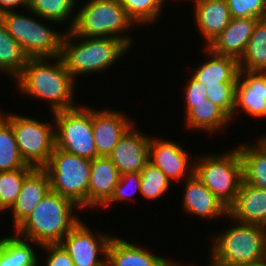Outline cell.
Returning <instances> with one entry per match:
<instances>
[{"label":"cell","instance_id":"cell-23","mask_svg":"<svg viewBox=\"0 0 266 266\" xmlns=\"http://www.w3.org/2000/svg\"><path fill=\"white\" fill-rule=\"evenodd\" d=\"M210 58L194 71L192 76L203 86H214L224 82H237L239 75V63L230 56L217 55L204 47Z\"/></svg>","mask_w":266,"mask_h":266},{"label":"cell","instance_id":"cell-18","mask_svg":"<svg viewBox=\"0 0 266 266\" xmlns=\"http://www.w3.org/2000/svg\"><path fill=\"white\" fill-rule=\"evenodd\" d=\"M258 20L256 18H232L207 48L217 55L230 56L239 61Z\"/></svg>","mask_w":266,"mask_h":266},{"label":"cell","instance_id":"cell-39","mask_svg":"<svg viewBox=\"0 0 266 266\" xmlns=\"http://www.w3.org/2000/svg\"><path fill=\"white\" fill-rule=\"evenodd\" d=\"M21 5L24 7V9L25 7L27 9L28 0H0V15L5 12L13 11V8Z\"/></svg>","mask_w":266,"mask_h":266},{"label":"cell","instance_id":"cell-12","mask_svg":"<svg viewBox=\"0 0 266 266\" xmlns=\"http://www.w3.org/2000/svg\"><path fill=\"white\" fill-rule=\"evenodd\" d=\"M148 160L158 167L170 182L189 178L194 174V163L189 162L186 150L182 145L170 140H156L151 137Z\"/></svg>","mask_w":266,"mask_h":266},{"label":"cell","instance_id":"cell-17","mask_svg":"<svg viewBox=\"0 0 266 266\" xmlns=\"http://www.w3.org/2000/svg\"><path fill=\"white\" fill-rule=\"evenodd\" d=\"M228 216L233 221L266 227V190L242 180L234 202L228 207Z\"/></svg>","mask_w":266,"mask_h":266},{"label":"cell","instance_id":"cell-31","mask_svg":"<svg viewBox=\"0 0 266 266\" xmlns=\"http://www.w3.org/2000/svg\"><path fill=\"white\" fill-rule=\"evenodd\" d=\"M127 17L135 24H150L161 15L166 0H119Z\"/></svg>","mask_w":266,"mask_h":266},{"label":"cell","instance_id":"cell-16","mask_svg":"<svg viewBox=\"0 0 266 266\" xmlns=\"http://www.w3.org/2000/svg\"><path fill=\"white\" fill-rule=\"evenodd\" d=\"M51 191L49 174L44 168H34L24 179L12 211L14 230L25 221L40 201Z\"/></svg>","mask_w":266,"mask_h":266},{"label":"cell","instance_id":"cell-43","mask_svg":"<svg viewBox=\"0 0 266 266\" xmlns=\"http://www.w3.org/2000/svg\"><path fill=\"white\" fill-rule=\"evenodd\" d=\"M2 211L4 212L5 210L1 207V204H0V212L2 213Z\"/></svg>","mask_w":266,"mask_h":266},{"label":"cell","instance_id":"cell-34","mask_svg":"<svg viewBox=\"0 0 266 266\" xmlns=\"http://www.w3.org/2000/svg\"><path fill=\"white\" fill-rule=\"evenodd\" d=\"M236 84L237 82H224L206 87L207 99L218 106L230 119L235 110Z\"/></svg>","mask_w":266,"mask_h":266},{"label":"cell","instance_id":"cell-25","mask_svg":"<svg viewBox=\"0 0 266 266\" xmlns=\"http://www.w3.org/2000/svg\"><path fill=\"white\" fill-rule=\"evenodd\" d=\"M185 106V124L192 130L216 132L231 122V119L209 99L200 103H185Z\"/></svg>","mask_w":266,"mask_h":266},{"label":"cell","instance_id":"cell-32","mask_svg":"<svg viewBox=\"0 0 266 266\" xmlns=\"http://www.w3.org/2000/svg\"><path fill=\"white\" fill-rule=\"evenodd\" d=\"M33 169L34 167H22L0 172V204L5 211H10L15 204L25 177Z\"/></svg>","mask_w":266,"mask_h":266},{"label":"cell","instance_id":"cell-29","mask_svg":"<svg viewBox=\"0 0 266 266\" xmlns=\"http://www.w3.org/2000/svg\"><path fill=\"white\" fill-rule=\"evenodd\" d=\"M32 167L20 155L10 122L0 113V172Z\"/></svg>","mask_w":266,"mask_h":266},{"label":"cell","instance_id":"cell-40","mask_svg":"<svg viewBox=\"0 0 266 266\" xmlns=\"http://www.w3.org/2000/svg\"><path fill=\"white\" fill-rule=\"evenodd\" d=\"M243 266H266V258L261 259L256 262H252L250 264L243 265Z\"/></svg>","mask_w":266,"mask_h":266},{"label":"cell","instance_id":"cell-42","mask_svg":"<svg viewBox=\"0 0 266 266\" xmlns=\"http://www.w3.org/2000/svg\"><path fill=\"white\" fill-rule=\"evenodd\" d=\"M263 19L266 21V9H265V13H264Z\"/></svg>","mask_w":266,"mask_h":266},{"label":"cell","instance_id":"cell-14","mask_svg":"<svg viewBox=\"0 0 266 266\" xmlns=\"http://www.w3.org/2000/svg\"><path fill=\"white\" fill-rule=\"evenodd\" d=\"M134 126L122 112L92 109V127L97 157H108L123 135Z\"/></svg>","mask_w":266,"mask_h":266},{"label":"cell","instance_id":"cell-3","mask_svg":"<svg viewBox=\"0 0 266 266\" xmlns=\"http://www.w3.org/2000/svg\"><path fill=\"white\" fill-rule=\"evenodd\" d=\"M74 38L82 41L72 43L75 42ZM128 49L129 47L119 38L79 37L70 30L64 34L60 57L76 81L80 74L108 69Z\"/></svg>","mask_w":266,"mask_h":266},{"label":"cell","instance_id":"cell-30","mask_svg":"<svg viewBox=\"0 0 266 266\" xmlns=\"http://www.w3.org/2000/svg\"><path fill=\"white\" fill-rule=\"evenodd\" d=\"M76 2L74 0H28L29 13L40 16L54 23L66 22L72 15Z\"/></svg>","mask_w":266,"mask_h":266},{"label":"cell","instance_id":"cell-6","mask_svg":"<svg viewBox=\"0 0 266 266\" xmlns=\"http://www.w3.org/2000/svg\"><path fill=\"white\" fill-rule=\"evenodd\" d=\"M44 169L49 174L51 191L70 199L81 209L88 208L90 159L55 147Z\"/></svg>","mask_w":266,"mask_h":266},{"label":"cell","instance_id":"cell-13","mask_svg":"<svg viewBox=\"0 0 266 266\" xmlns=\"http://www.w3.org/2000/svg\"><path fill=\"white\" fill-rule=\"evenodd\" d=\"M151 137L141 134L133 126L118 141L108 156L120 175L141 172L149 162Z\"/></svg>","mask_w":266,"mask_h":266},{"label":"cell","instance_id":"cell-1","mask_svg":"<svg viewBox=\"0 0 266 266\" xmlns=\"http://www.w3.org/2000/svg\"><path fill=\"white\" fill-rule=\"evenodd\" d=\"M49 58H29L21 74L15 79L17 90L34 98L46 100L52 113L74 109L75 80L61 57L53 64ZM49 62V63H47Z\"/></svg>","mask_w":266,"mask_h":266},{"label":"cell","instance_id":"cell-41","mask_svg":"<svg viewBox=\"0 0 266 266\" xmlns=\"http://www.w3.org/2000/svg\"><path fill=\"white\" fill-rule=\"evenodd\" d=\"M181 263H178V262H174V261H170V259H167L163 264L162 266H181L180 265ZM189 266V265H188ZM194 266V265H192Z\"/></svg>","mask_w":266,"mask_h":266},{"label":"cell","instance_id":"cell-33","mask_svg":"<svg viewBox=\"0 0 266 266\" xmlns=\"http://www.w3.org/2000/svg\"><path fill=\"white\" fill-rule=\"evenodd\" d=\"M140 173V194L148 201L155 200L168 192L171 182L158 167L148 162Z\"/></svg>","mask_w":266,"mask_h":266},{"label":"cell","instance_id":"cell-8","mask_svg":"<svg viewBox=\"0 0 266 266\" xmlns=\"http://www.w3.org/2000/svg\"><path fill=\"white\" fill-rule=\"evenodd\" d=\"M9 11L0 15L8 33L21 45L29 58H52L61 56L65 33L48 28L42 21L31 16Z\"/></svg>","mask_w":266,"mask_h":266},{"label":"cell","instance_id":"cell-19","mask_svg":"<svg viewBox=\"0 0 266 266\" xmlns=\"http://www.w3.org/2000/svg\"><path fill=\"white\" fill-rule=\"evenodd\" d=\"M119 178L118 169L109 157L98 156L91 160L88 208H102L113 195Z\"/></svg>","mask_w":266,"mask_h":266},{"label":"cell","instance_id":"cell-5","mask_svg":"<svg viewBox=\"0 0 266 266\" xmlns=\"http://www.w3.org/2000/svg\"><path fill=\"white\" fill-rule=\"evenodd\" d=\"M81 7L70 18L67 31L71 30L79 37L119 38L131 47L132 38L123 32L132 30L134 23L127 17L119 0H88Z\"/></svg>","mask_w":266,"mask_h":266},{"label":"cell","instance_id":"cell-4","mask_svg":"<svg viewBox=\"0 0 266 266\" xmlns=\"http://www.w3.org/2000/svg\"><path fill=\"white\" fill-rule=\"evenodd\" d=\"M222 233L212 240L209 266H243L266 258V227L234 221Z\"/></svg>","mask_w":266,"mask_h":266},{"label":"cell","instance_id":"cell-10","mask_svg":"<svg viewBox=\"0 0 266 266\" xmlns=\"http://www.w3.org/2000/svg\"><path fill=\"white\" fill-rule=\"evenodd\" d=\"M0 113L10 122L21 157L27 165L44 168L56 147L54 123H43L38 119Z\"/></svg>","mask_w":266,"mask_h":266},{"label":"cell","instance_id":"cell-22","mask_svg":"<svg viewBox=\"0 0 266 266\" xmlns=\"http://www.w3.org/2000/svg\"><path fill=\"white\" fill-rule=\"evenodd\" d=\"M150 252L113 236L107 249V266H162L167 260Z\"/></svg>","mask_w":266,"mask_h":266},{"label":"cell","instance_id":"cell-44","mask_svg":"<svg viewBox=\"0 0 266 266\" xmlns=\"http://www.w3.org/2000/svg\"><path fill=\"white\" fill-rule=\"evenodd\" d=\"M192 1H194V0H192ZM199 1H202V0H195L194 2L197 3V2H199Z\"/></svg>","mask_w":266,"mask_h":266},{"label":"cell","instance_id":"cell-37","mask_svg":"<svg viewBox=\"0 0 266 266\" xmlns=\"http://www.w3.org/2000/svg\"><path fill=\"white\" fill-rule=\"evenodd\" d=\"M41 248L48 252L45 266H74L73 260L60 244H45Z\"/></svg>","mask_w":266,"mask_h":266},{"label":"cell","instance_id":"cell-11","mask_svg":"<svg viewBox=\"0 0 266 266\" xmlns=\"http://www.w3.org/2000/svg\"><path fill=\"white\" fill-rule=\"evenodd\" d=\"M112 237L106 233L95 236L80 220L59 244L70 255L74 266H107V249ZM99 255L105 259H99Z\"/></svg>","mask_w":266,"mask_h":266},{"label":"cell","instance_id":"cell-36","mask_svg":"<svg viewBox=\"0 0 266 266\" xmlns=\"http://www.w3.org/2000/svg\"><path fill=\"white\" fill-rule=\"evenodd\" d=\"M232 18L263 19L266 0H225Z\"/></svg>","mask_w":266,"mask_h":266},{"label":"cell","instance_id":"cell-38","mask_svg":"<svg viewBox=\"0 0 266 266\" xmlns=\"http://www.w3.org/2000/svg\"><path fill=\"white\" fill-rule=\"evenodd\" d=\"M185 87V103H200L207 100L206 86L201 85L193 76Z\"/></svg>","mask_w":266,"mask_h":266},{"label":"cell","instance_id":"cell-21","mask_svg":"<svg viewBox=\"0 0 266 266\" xmlns=\"http://www.w3.org/2000/svg\"><path fill=\"white\" fill-rule=\"evenodd\" d=\"M196 25L205 39V47L222 32L232 19L225 0H202L195 3Z\"/></svg>","mask_w":266,"mask_h":266},{"label":"cell","instance_id":"cell-9","mask_svg":"<svg viewBox=\"0 0 266 266\" xmlns=\"http://www.w3.org/2000/svg\"><path fill=\"white\" fill-rule=\"evenodd\" d=\"M53 117L51 121L55 122L56 127V148L90 160L97 157L91 108L77 106L55 112Z\"/></svg>","mask_w":266,"mask_h":266},{"label":"cell","instance_id":"cell-7","mask_svg":"<svg viewBox=\"0 0 266 266\" xmlns=\"http://www.w3.org/2000/svg\"><path fill=\"white\" fill-rule=\"evenodd\" d=\"M194 174L228 208L243 180L238 148L218 155L202 156L194 162Z\"/></svg>","mask_w":266,"mask_h":266},{"label":"cell","instance_id":"cell-24","mask_svg":"<svg viewBox=\"0 0 266 266\" xmlns=\"http://www.w3.org/2000/svg\"><path fill=\"white\" fill-rule=\"evenodd\" d=\"M242 160L243 181L266 190V136L254 145L237 147Z\"/></svg>","mask_w":266,"mask_h":266},{"label":"cell","instance_id":"cell-15","mask_svg":"<svg viewBox=\"0 0 266 266\" xmlns=\"http://www.w3.org/2000/svg\"><path fill=\"white\" fill-rule=\"evenodd\" d=\"M239 108L250 116L266 118V72L239 70L233 119Z\"/></svg>","mask_w":266,"mask_h":266},{"label":"cell","instance_id":"cell-27","mask_svg":"<svg viewBox=\"0 0 266 266\" xmlns=\"http://www.w3.org/2000/svg\"><path fill=\"white\" fill-rule=\"evenodd\" d=\"M239 70L266 72V21H257L247 47L238 61Z\"/></svg>","mask_w":266,"mask_h":266},{"label":"cell","instance_id":"cell-28","mask_svg":"<svg viewBox=\"0 0 266 266\" xmlns=\"http://www.w3.org/2000/svg\"><path fill=\"white\" fill-rule=\"evenodd\" d=\"M28 60L21 45L8 33L0 20V72L17 78Z\"/></svg>","mask_w":266,"mask_h":266},{"label":"cell","instance_id":"cell-26","mask_svg":"<svg viewBox=\"0 0 266 266\" xmlns=\"http://www.w3.org/2000/svg\"><path fill=\"white\" fill-rule=\"evenodd\" d=\"M31 243L40 247L17 234L14 237L1 238L0 266H38L39 260Z\"/></svg>","mask_w":266,"mask_h":266},{"label":"cell","instance_id":"cell-35","mask_svg":"<svg viewBox=\"0 0 266 266\" xmlns=\"http://www.w3.org/2000/svg\"><path fill=\"white\" fill-rule=\"evenodd\" d=\"M133 187V188H132ZM129 189V190H128ZM131 190V191H130ZM141 190V173H125L120 175L117 186L114 189L113 195L109 201L103 206L108 207L114 203L132 199L133 194Z\"/></svg>","mask_w":266,"mask_h":266},{"label":"cell","instance_id":"cell-2","mask_svg":"<svg viewBox=\"0 0 266 266\" xmlns=\"http://www.w3.org/2000/svg\"><path fill=\"white\" fill-rule=\"evenodd\" d=\"M76 208L70 199L50 191L14 231L40 246L59 244L81 220L73 215Z\"/></svg>","mask_w":266,"mask_h":266},{"label":"cell","instance_id":"cell-20","mask_svg":"<svg viewBox=\"0 0 266 266\" xmlns=\"http://www.w3.org/2000/svg\"><path fill=\"white\" fill-rule=\"evenodd\" d=\"M183 208L195 216L208 218L223 217L228 208L193 174L185 180ZM222 215V216H221Z\"/></svg>","mask_w":266,"mask_h":266}]
</instances>
